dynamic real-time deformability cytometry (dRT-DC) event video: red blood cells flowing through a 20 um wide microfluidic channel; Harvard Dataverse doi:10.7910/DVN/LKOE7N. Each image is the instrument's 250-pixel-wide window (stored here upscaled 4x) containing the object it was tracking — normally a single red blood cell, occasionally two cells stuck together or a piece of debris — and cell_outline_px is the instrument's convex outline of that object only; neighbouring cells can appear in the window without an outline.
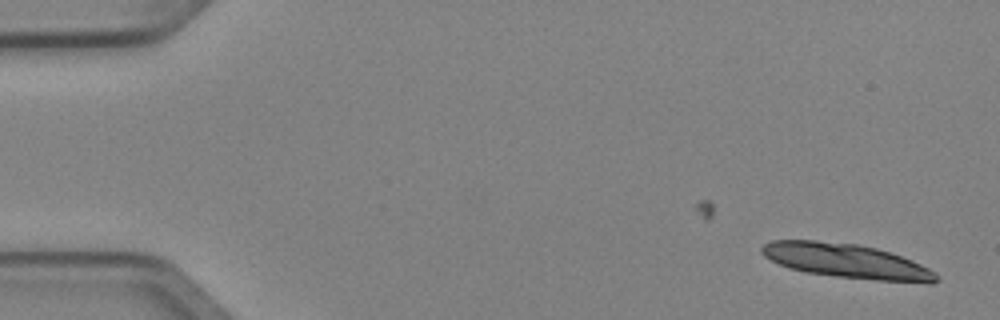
{"species": "Egyptian fruit bat (a non-hibernating species)", "species_latin": "Rousettus aegyptiacus", "temperature_condition": "cold", "stored_images_in_passage": 3, "camera_frame_rate_fps": 3000, "um_per_image_px": 0.085, "animal": {"sex": "female"}, "frame": {"image": 1, "passage_image": 3, "time_ms": 0.667, "image_size_px": [1000, 320], "cell_outline_px": [[940, 280], [932, 284], [876, 280], [836, 276], [804, 272], [788, 268], [764, 256], [760, 252], [760, 248], [764, 244], [772, 240], [816, 240], [856, 244], [876, 248], [912, 260], [936, 272], [940, 276]], "centroid_in_image_um": [71.98, 22.2], "position_along_channel_um": 13.0, "area_um2": 35.08}}